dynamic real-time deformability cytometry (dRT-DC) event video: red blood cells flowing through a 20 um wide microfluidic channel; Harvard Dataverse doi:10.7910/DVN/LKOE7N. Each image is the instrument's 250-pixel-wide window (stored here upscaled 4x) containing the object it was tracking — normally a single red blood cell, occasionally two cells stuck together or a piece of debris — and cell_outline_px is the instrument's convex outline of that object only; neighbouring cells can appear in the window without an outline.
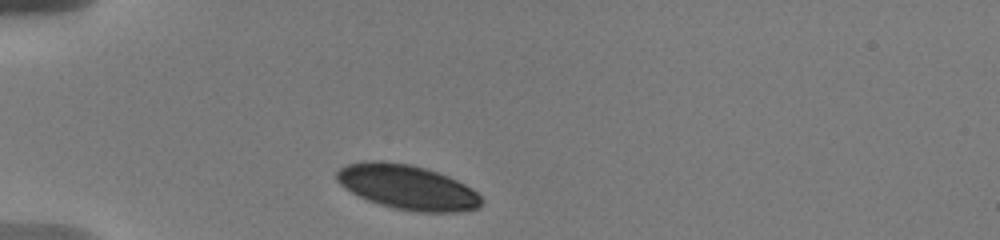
{"species": "human", "species_latin": "Homo sapiens", "temperature_condition": "warm", "stored_images_in_passage": 7, "camera_frame_rate_fps": 3000, "um_per_image_px": 0.085, "donor": {"sex": "male"}, "frame": {"image": 1, "passage_image": 1, "time_ms": 0.0, "image_size_px": [1000, 240], "cell_outline_px": [[484, 204], [480, 208], [460, 212], [420, 212], [396, 208], [380, 204], [368, 200], [352, 192], [340, 184], [336, 180], [336, 172], [344, 164], [368, 160], [380, 160], [412, 164], [448, 176], [472, 188], [484, 200]], "centroid_in_image_um": [34.64, 15.9], "position_along_channel_um": 50.4, "area_um2": 37.8}}